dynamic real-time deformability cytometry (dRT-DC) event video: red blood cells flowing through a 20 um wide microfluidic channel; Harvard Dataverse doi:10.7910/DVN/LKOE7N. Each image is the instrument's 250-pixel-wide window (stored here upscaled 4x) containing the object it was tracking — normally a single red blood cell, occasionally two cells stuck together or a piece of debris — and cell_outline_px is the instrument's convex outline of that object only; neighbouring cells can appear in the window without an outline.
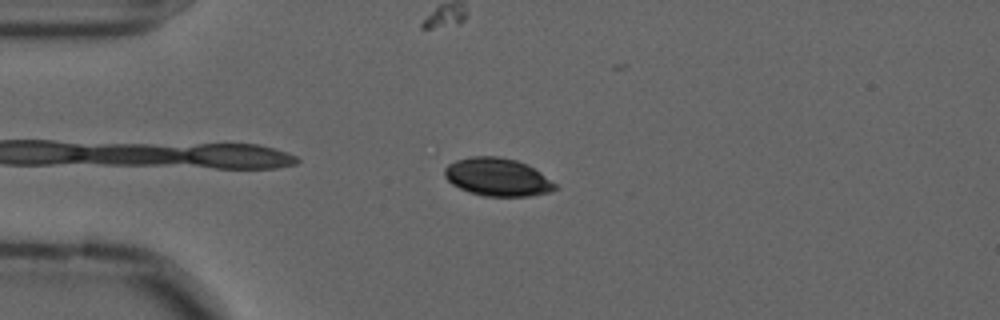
{"species": "common noctule bat (a hibernating species)", "species_latin": "Nyctalus noctula", "temperature_condition": "cold", "stored_images_in_passage": 42, "camera_frame_rate_fps": 3000, "um_per_image_px": 0.085, "animal": {"sex": "male", "forearm_length_mm": 52.5}, "frame": {"image": 1, "passage_image": 4, "time_ms": 1.0, "image_size_px": [1000, 320], "cell_outline_px": [[560, 188], [552, 192], [528, 196], [484, 196], [468, 192], [452, 184], [444, 176], [444, 168], [448, 164], [456, 160], [472, 156], [496, 156], [516, 160], [528, 164], [540, 172], [556, 184]], "centroid_in_image_um": [42.3, 15.05], "position_along_channel_um": 42.7, "area_um2": 24.62}}
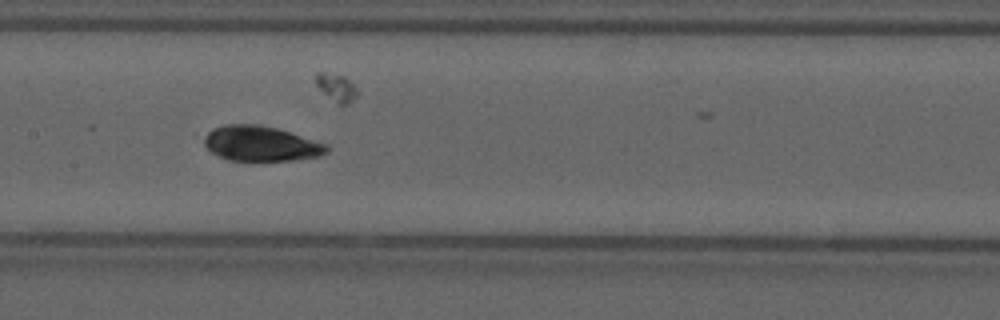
{"frame": {"image": 2, "passage_image": 18, "time_ms": 5.667, "image_size_px": [1000, 320], "cell_outline_px": [[328, 152], [320, 156], [292, 160], [228, 160], [212, 152], [204, 144], [204, 136], [212, 128], [224, 124], [260, 124], [276, 128], [328, 144]], "centroid_in_image_um": [22.17, 12.19], "position_along_channel_um": 185.2, "area_um2": 24.97}}
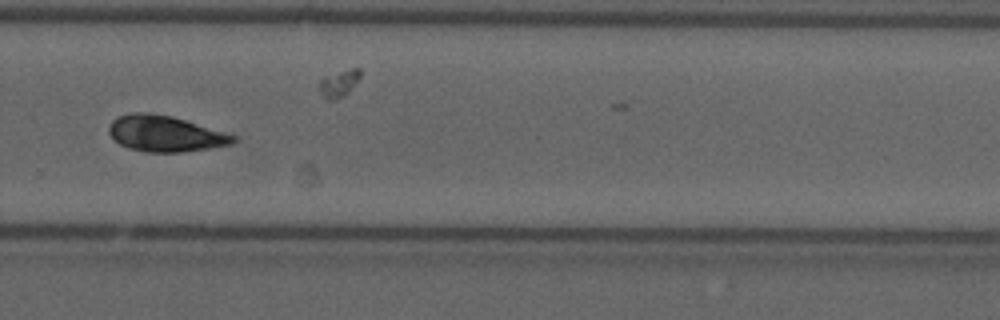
{"frame": {"image": 3, "passage_image": 29, "time_ms": 9.333, "image_size_px": [1000, 320], "cell_outline_px": [[236, 140], [232, 144], [208, 148], [180, 152], [148, 152], [128, 148], [120, 144], [108, 132], [108, 128], [112, 120], [120, 116], [132, 112], [148, 112], [172, 116], [224, 132], [236, 136]], "centroid_in_image_um": [14.02, 11.35], "position_along_channel_um": 315.8, "area_um2": 25.78}}